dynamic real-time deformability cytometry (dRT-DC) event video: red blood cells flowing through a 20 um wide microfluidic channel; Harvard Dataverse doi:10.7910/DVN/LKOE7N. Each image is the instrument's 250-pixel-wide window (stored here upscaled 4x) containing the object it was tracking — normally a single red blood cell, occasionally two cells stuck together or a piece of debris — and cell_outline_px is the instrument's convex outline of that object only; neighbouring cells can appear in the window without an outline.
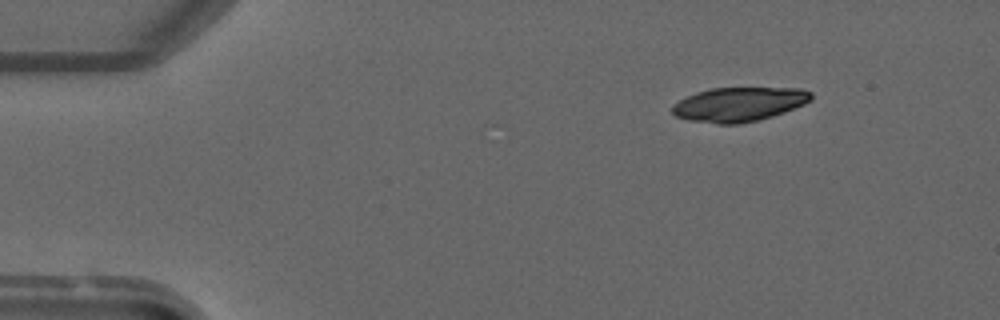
{"species": "common noctule bat (a hibernating species)", "species_latin": "Nyctalus noctula", "temperature_condition": "warm", "stored_images_in_passage": 4, "camera_frame_rate_fps": 3000, "um_per_image_px": 0.085, "animal": {"sex": "male", "forearm_length_mm": 52.5}, "frame": {"image": 1, "passage_image": 2, "time_ms": 1.333, "image_size_px": [1000, 320], "cell_outline_px": [[812, 100], [804, 104], [784, 112], [772, 116], [740, 124], [716, 124], [688, 120], [676, 116], [672, 112], [672, 104], [696, 92], [712, 88], [800, 88], [812, 92]], "centroid_in_image_um": [62.81, 8.87], "position_along_channel_um": 22.2, "area_um2": 27.69}}